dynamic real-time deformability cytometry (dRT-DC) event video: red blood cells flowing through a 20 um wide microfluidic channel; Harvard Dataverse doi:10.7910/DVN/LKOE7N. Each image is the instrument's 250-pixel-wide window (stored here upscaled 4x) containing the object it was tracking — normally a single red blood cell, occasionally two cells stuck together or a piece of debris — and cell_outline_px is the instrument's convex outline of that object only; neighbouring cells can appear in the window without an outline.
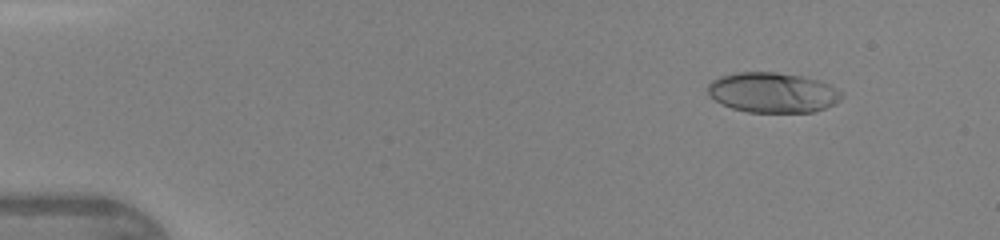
{"species": "human", "species_latin": "Homo sapiens", "temperature_condition": "warm", "stored_images_in_passage": 44, "camera_frame_rate_fps": 3000, "um_per_image_px": 0.085, "donor": {"sex": "female"}, "frame": {"image": 1, "passage_image": 5, "time_ms": 1.333, "image_size_px": [1000, 240], "cell_outline_px": [[844, 96], [840, 100], [824, 108], [812, 112], [748, 112], [732, 108], [716, 100], [708, 92], [708, 84], [712, 80], [720, 76], [736, 72], [776, 72], [800, 76], [820, 80], [828, 84], [840, 92]], "centroid_in_image_um": [65.67, 7.86], "position_along_channel_um": 19.3, "area_um2": 31.04}}
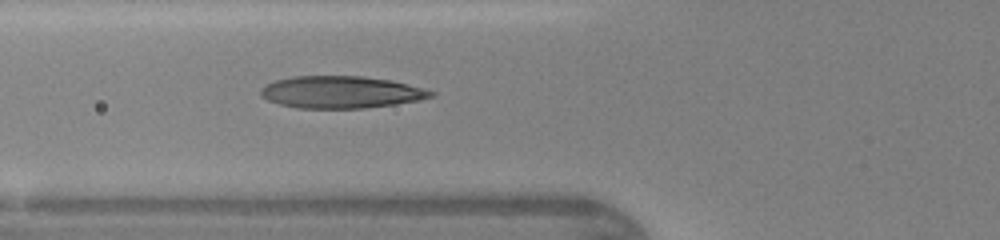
{"frame": {"image": 2, "passage_image": 17, "time_ms": 5.333, "image_size_px": [1000, 240], "cell_outline_px": [[436, 96], [420, 100], [364, 108], [296, 108], [280, 104], [268, 100], [260, 96], [260, 88], [276, 80], [292, 76], [360, 76], [392, 80], [408, 84], [436, 92]], "centroid_in_image_um": [28.99, 7.83], "position_along_channel_um": 96.8, "area_um2": 31.85}}
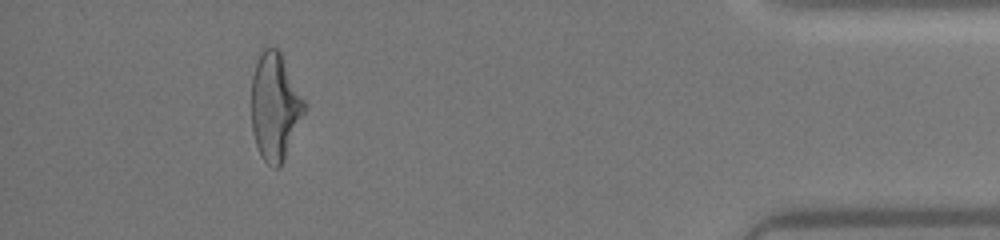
{"frame": {"image": 3, "passage_image": 41, "time_ms": 13.333, "image_size_px": [1000, 240], "cell_outline_px": [[304, 112], [284, 160], [280, 168], [272, 168], [260, 156], [252, 132], [252, 76], [260, 52], [264, 44], [276, 48], [280, 52], [304, 100]], "centroid_in_image_um": [23.34, 9.06], "position_along_channel_um": 411.9, "area_um2": 32.77}}